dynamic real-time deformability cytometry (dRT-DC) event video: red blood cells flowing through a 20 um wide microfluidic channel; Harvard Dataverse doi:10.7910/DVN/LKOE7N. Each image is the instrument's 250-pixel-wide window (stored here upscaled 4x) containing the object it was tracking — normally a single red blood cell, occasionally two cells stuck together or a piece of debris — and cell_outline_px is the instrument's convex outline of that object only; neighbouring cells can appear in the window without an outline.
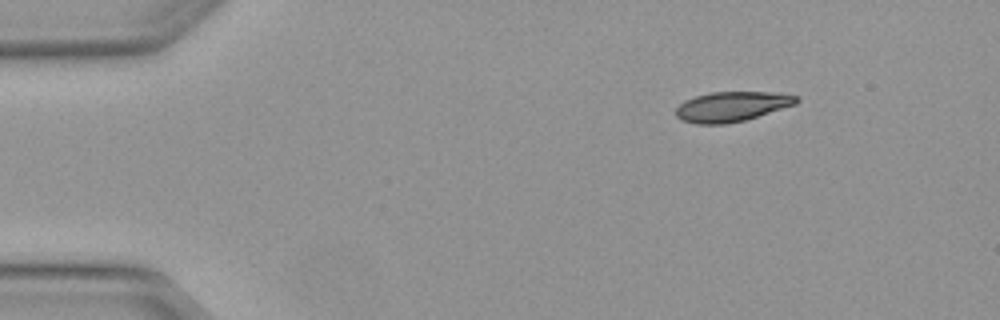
{"species": "Egyptian fruit bat (a non-hibernating species)", "species_latin": "Rousettus aegyptiacus", "temperature_condition": "warm", "stored_images_in_passage": 3, "camera_frame_rate_fps": 3000, "um_per_image_px": 0.085, "animal": {"sex": "female"}, "frame": {"image": 1, "passage_image": 1, "time_ms": 0.0, "image_size_px": [1000, 320], "cell_outline_px": [[800, 100], [796, 104], [744, 120], [724, 124], [696, 124], [680, 120], [676, 116], [676, 108], [684, 100], [696, 96], [712, 92], [768, 92], [800, 96]], "centroid_in_image_um": [62.18, 9.06], "position_along_channel_um": 22.8, "area_um2": 20.92}}
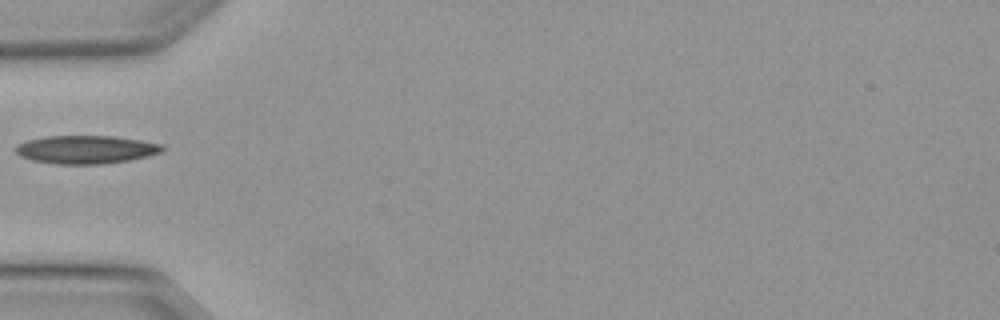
{"frame": {"image": 2, "passage_image": 3, "time_ms": 0.667, "image_size_px": [1000, 320], "cell_outline_px": [[164, 152], [148, 156], [128, 160], [100, 164], [56, 164], [32, 160], [20, 156], [12, 148], [16, 144], [28, 140], [48, 136], [112, 136], [140, 140], [164, 144]], "centroid_in_image_um": [7.3, 12.71], "position_along_channel_um": 77.7, "area_um2": 24.22}}